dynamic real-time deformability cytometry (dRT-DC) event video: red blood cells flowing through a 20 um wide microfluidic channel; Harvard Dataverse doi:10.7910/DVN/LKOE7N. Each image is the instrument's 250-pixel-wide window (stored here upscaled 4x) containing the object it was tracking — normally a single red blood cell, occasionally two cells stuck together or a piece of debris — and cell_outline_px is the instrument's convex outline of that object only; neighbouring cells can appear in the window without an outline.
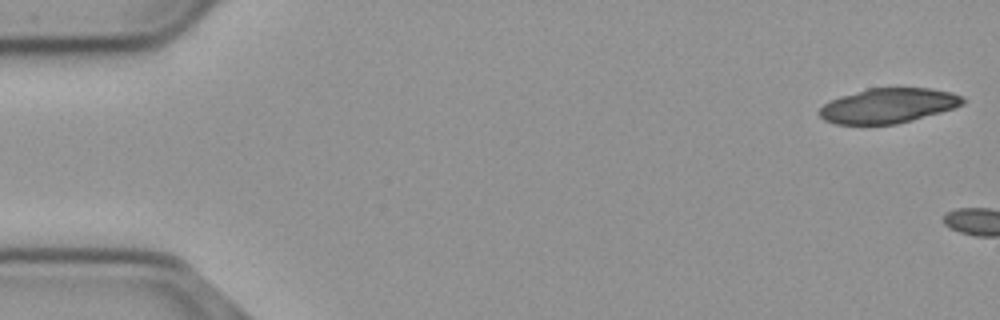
{"species": "common noctule bat (a hibernating species)", "species_latin": "Nyctalus noctula", "temperature_condition": "cold", "stored_images_in_passage": 4, "camera_frame_rate_fps": 3000, "um_per_image_px": 0.085, "animal": {"sex": "male", "body_mass_g": 23.1, "forearm_length_mm": 52.7}, "frame": {"image": 1, "passage_image": 1, "time_ms": 0.0, "image_size_px": [1000, 320], "cell_outline_px": [[964, 104], [940, 112], [912, 120], [896, 124], [836, 124], [824, 120], [820, 116], [820, 108], [824, 104], [840, 96], [868, 88], [932, 88], [952, 92], [960, 96], [964, 100]], "centroid_in_image_um": [75.49, 8.98], "position_along_channel_um": 9.5, "area_um2": 28.84}}